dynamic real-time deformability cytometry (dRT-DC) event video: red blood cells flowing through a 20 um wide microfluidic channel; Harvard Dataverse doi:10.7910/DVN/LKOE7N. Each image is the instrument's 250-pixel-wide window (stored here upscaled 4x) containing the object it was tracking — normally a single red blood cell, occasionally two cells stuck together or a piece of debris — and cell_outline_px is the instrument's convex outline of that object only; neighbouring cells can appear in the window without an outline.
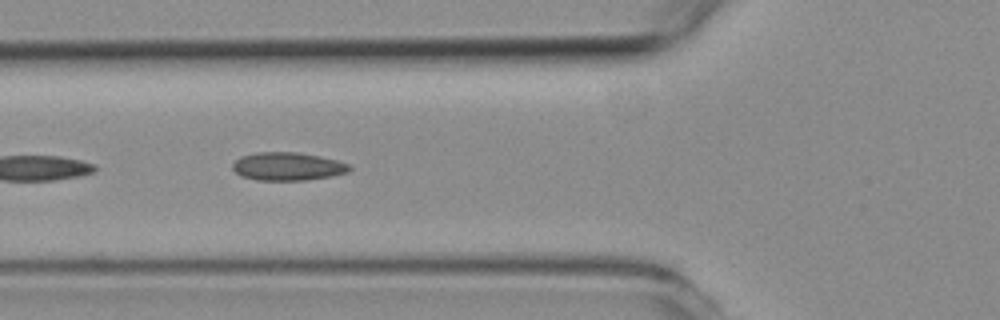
{"species": "common noctule bat (a hibernating species)", "species_latin": "Nyctalus noctula", "temperature_condition": "room temperature", "stored_images_in_passage": 8, "camera_frame_rate_fps": 3000, "um_per_image_px": 0.085, "animal": {"sex": "female", "body_mass_g": 19.3, "forearm_length_mm": 54.1}, "frame": {"image": 1, "passage_image": 3, "time_ms": 2.0, "image_size_px": [1000, 320], "cell_outline_px": [[352, 168], [348, 172], [332, 176], [304, 180], [256, 180], [240, 176], [232, 168], [232, 164], [240, 156], [256, 152], [300, 152], [320, 156], [336, 160], [348, 164]], "centroid_in_image_um": [24.43, 14.14], "position_along_channel_um": 101.4, "area_um2": 19.25}}
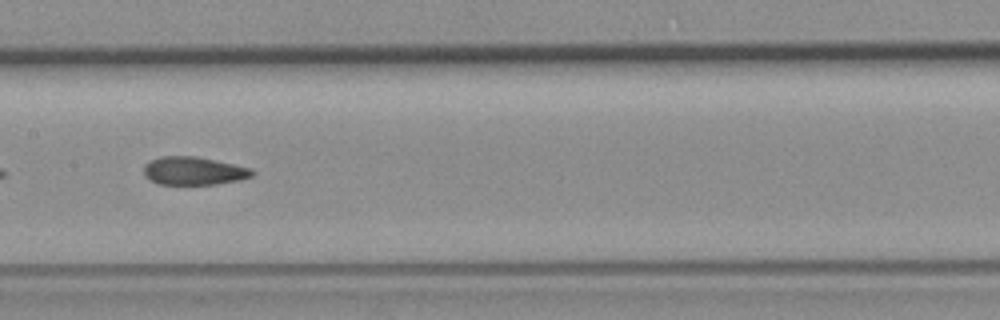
{"frame": {"image": 2, "passage_image": 5, "time_ms": 4.333, "image_size_px": [1000, 320], "cell_outline_px": [[256, 172], [252, 176], [240, 180], [216, 184], [156, 184], [148, 180], [144, 176], [144, 164], [148, 160], [160, 156], [196, 156], [252, 168]], "centroid_in_image_um": [16.43, 14.52], "position_along_channel_um": 191.0, "area_um2": 18.03}}
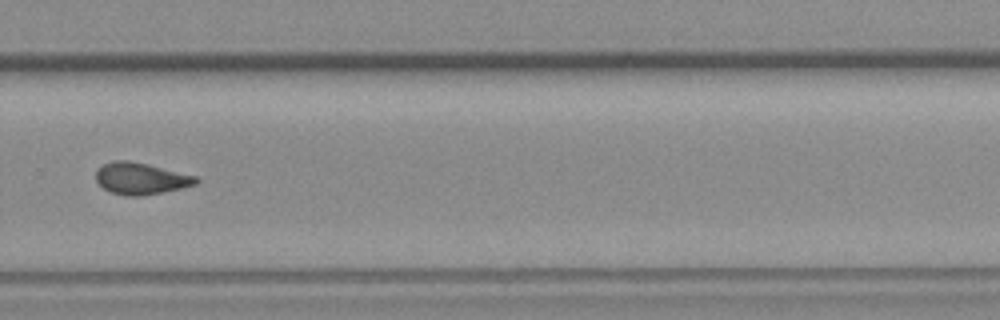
{"frame": {"image": 3, "passage_image": 8, "time_ms": 7.667, "image_size_px": [1000, 320], "cell_outline_px": [[200, 180], [196, 184], [164, 192], [140, 196], [128, 196], [108, 192], [96, 180], [96, 168], [112, 160], [128, 160], [148, 164], [196, 176]], "centroid_in_image_um": [11.94, 15.17], "position_along_channel_um": 317.9, "area_um2": 18.55}}